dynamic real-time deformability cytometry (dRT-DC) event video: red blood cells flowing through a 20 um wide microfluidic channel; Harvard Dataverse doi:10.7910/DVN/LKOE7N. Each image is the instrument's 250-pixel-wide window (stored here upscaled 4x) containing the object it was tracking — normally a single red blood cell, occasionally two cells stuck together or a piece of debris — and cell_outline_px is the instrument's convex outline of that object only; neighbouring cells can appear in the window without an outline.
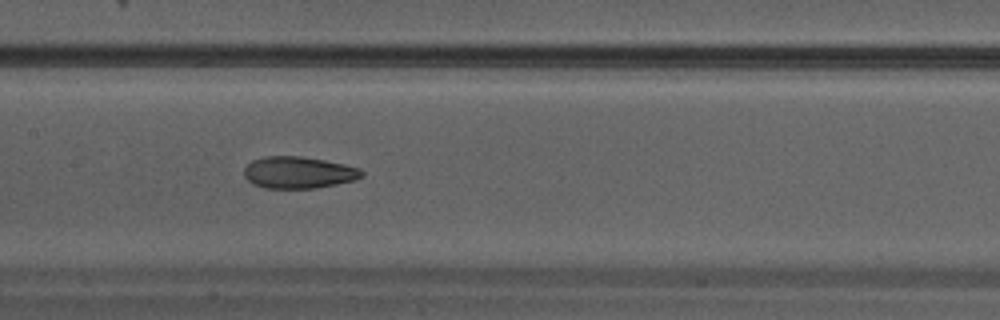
{"species": "Egyptian fruit bat (a non-hibernating species)", "species_latin": "Rousettus aegyptiacus", "temperature_condition": "warm", "stored_images_in_passage": 25, "camera_frame_rate_fps": 3000, "um_per_image_px": 0.085, "animal": {"sex": "male"}, "frame": {"image": 1, "passage_image": 8, "time_ms": 2.333, "image_size_px": [1000, 320], "cell_outline_px": [[364, 176], [356, 180], [316, 188], [264, 188], [252, 184], [244, 176], [244, 168], [252, 160], [264, 156], [300, 156], [324, 160], [344, 164], [360, 168], [364, 172]], "centroid_in_image_um": [25.38, 14.66], "position_along_channel_um": 182.0, "area_um2": 21.96}}
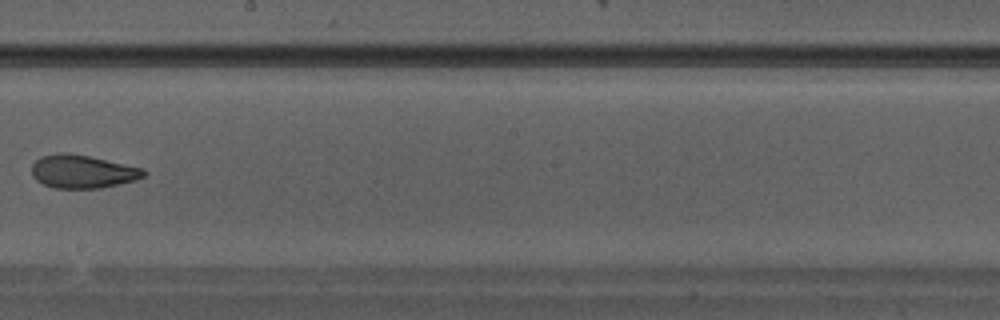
{"frame": {"image": 2, "passage_image": 11, "time_ms": 3.333, "image_size_px": [1000, 320], "cell_outline_px": [[148, 172], [144, 176], [136, 180], [100, 188], [56, 188], [44, 184], [36, 180], [32, 176], [32, 164], [40, 156], [60, 152], [68, 152], [88, 156], [144, 168]], "centroid_in_image_um": [7.01, 14.57], "position_along_channel_um": 241.2, "area_um2": 21.73}}